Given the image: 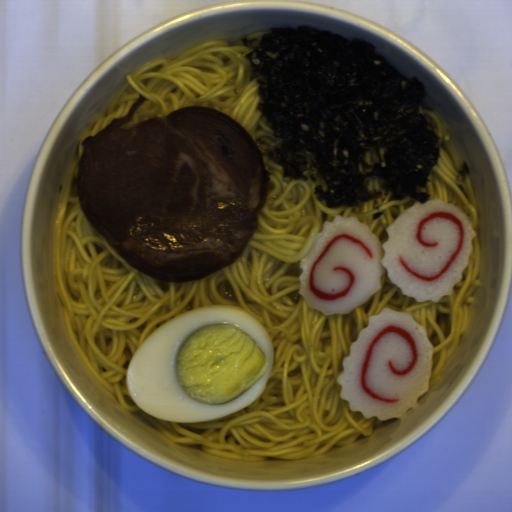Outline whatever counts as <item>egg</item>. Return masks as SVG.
<instances>
[{"label":"egg","instance_id":"obj_1","mask_svg":"<svg viewBox=\"0 0 512 512\" xmlns=\"http://www.w3.org/2000/svg\"><path fill=\"white\" fill-rule=\"evenodd\" d=\"M273 364V341L255 316L238 306L208 305L154 330L132 356L126 385L150 416L200 423L252 404Z\"/></svg>","mask_w":512,"mask_h":512}]
</instances>
